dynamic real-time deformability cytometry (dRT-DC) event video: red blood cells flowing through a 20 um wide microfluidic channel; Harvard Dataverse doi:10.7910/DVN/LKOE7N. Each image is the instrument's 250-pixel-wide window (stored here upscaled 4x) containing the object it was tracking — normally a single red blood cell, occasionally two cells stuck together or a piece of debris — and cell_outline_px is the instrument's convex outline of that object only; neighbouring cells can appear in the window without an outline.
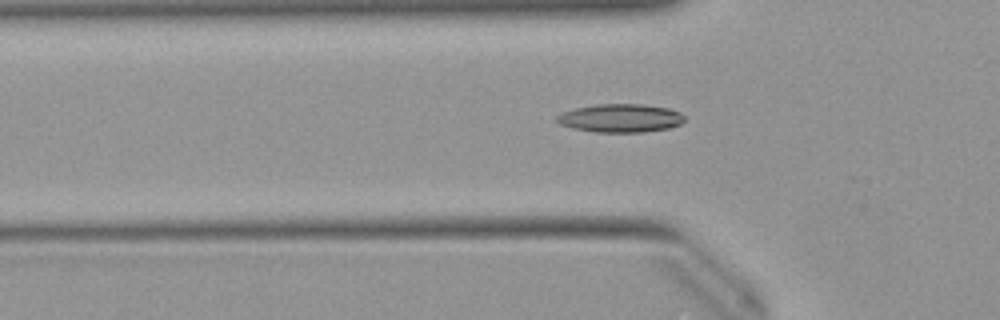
{"species": "Egyptian fruit bat (a non-hibernating species)", "species_latin": "Rousettus aegyptiacus", "temperature_condition": "warm", "stored_images_in_passage": 19, "camera_frame_rate_fps": 3000, "um_per_image_px": 0.085, "animal": {"sex": "female"}, "frame": {"image": 1, "passage_image": 9, "time_ms": 2.667, "image_size_px": [1000, 320], "cell_outline_px": [[684, 120], [680, 124], [668, 128], [640, 132], [596, 132], [572, 128], [560, 124], [556, 120], [556, 116], [564, 112], [576, 108], [596, 104], [644, 104], [668, 108], [680, 112], [684, 116]], "centroid_in_image_um": [52.74, 10.03], "position_along_channel_um": 73.1, "area_um2": 20.98}}
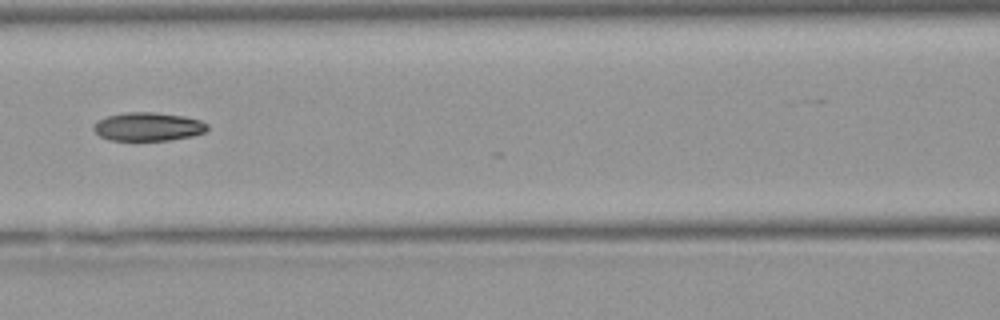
{"frame": {"image": 2, "passage_image": 15, "time_ms": 4.667, "image_size_px": [1000, 320], "cell_outline_px": [[208, 128], [204, 132], [192, 136], [168, 140], [108, 140], [100, 136], [92, 128], [92, 124], [108, 116], [124, 112], [152, 112], [184, 116], [200, 120], [208, 124]], "centroid_in_image_um": [12.58, 10.76], "position_along_channel_um": 154.0, "area_um2": 18.84}}
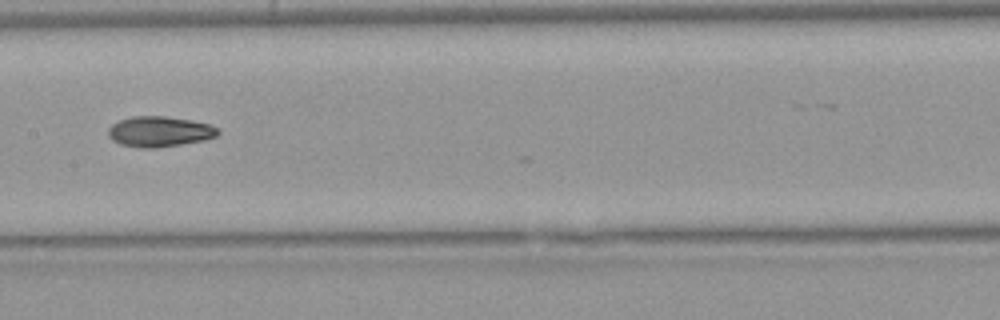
{"frame": {"image": 3, "passage_image": 18, "time_ms": 5.667, "image_size_px": [1000, 320], "cell_outline_px": [[220, 132], [216, 136], [204, 140], [180, 144], [152, 148], [140, 148], [120, 144], [112, 140], [108, 136], [108, 128], [112, 124], [120, 120], [132, 116], [164, 116], [192, 120], [208, 124], [220, 128]], "centroid_in_image_um": [13.55, 11.18], "position_along_channel_um": 193.9, "area_um2": 19.48}}